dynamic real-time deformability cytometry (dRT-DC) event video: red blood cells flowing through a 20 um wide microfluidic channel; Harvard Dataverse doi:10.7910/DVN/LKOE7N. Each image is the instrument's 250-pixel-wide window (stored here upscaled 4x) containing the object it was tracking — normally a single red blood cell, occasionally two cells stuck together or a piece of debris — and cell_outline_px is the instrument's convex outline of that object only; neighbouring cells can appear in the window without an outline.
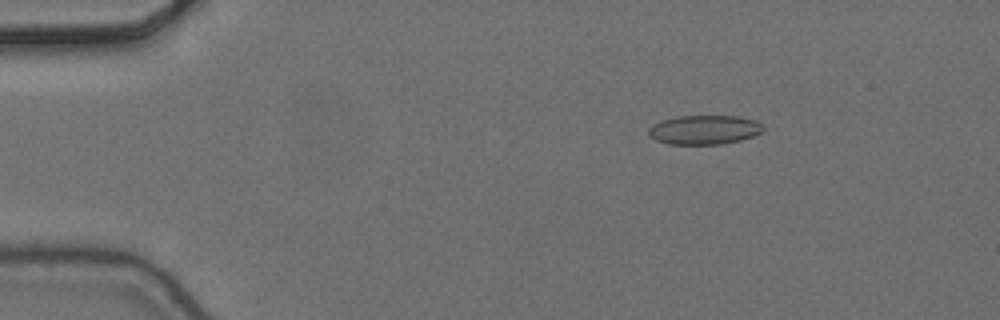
{"species": "common noctule bat (a hibernating species)", "species_latin": "Nyctalus noctula", "temperature_condition": "cold", "stored_images_in_passage": 8, "camera_frame_rate_fps": 3000, "um_per_image_px": 0.085, "animal": {"sex": "female", "body_mass_g": 24.6, "forearm_length_mm": 56.2}, "frame": {"image": 1, "passage_image": 3, "time_ms": 0.667, "image_size_px": [1000, 320], "cell_outline_px": [[764, 128], [760, 132], [752, 136], [740, 140], [720, 144], [668, 144], [656, 140], [648, 132], [648, 128], [652, 124], [660, 120], [676, 116], [736, 116], [756, 120], [764, 124]], "centroid_in_image_um": [59.85, 11.02], "position_along_channel_um": 25.1, "area_um2": 19.54}}
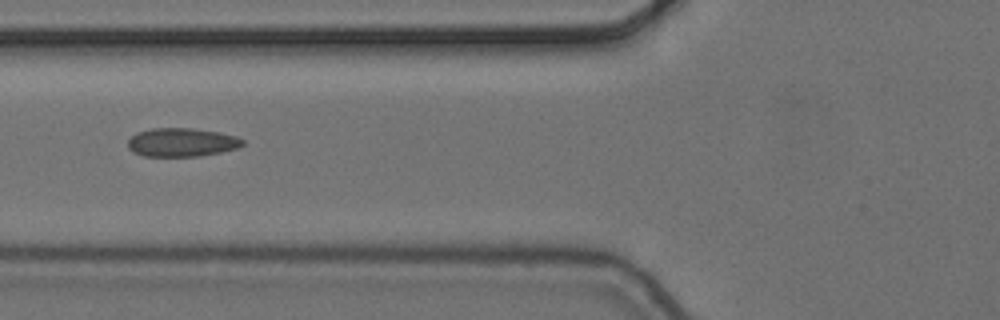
{"frame": {"image": 2, "passage_image": 6, "time_ms": 1.667, "image_size_px": [1000, 320], "cell_outline_px": [[244, 144], [240, 148], [200, 156], [144, 156], [132, 152], [128, 148], [128, 140], [136, 132], [152, 128], [192, 128], [220, 132], [236, 136], [244, 140]], "centroid_in_image_um": [15.46, 12.09], "position_along_channel_um": 110.3, "area_um2": 19.31}}
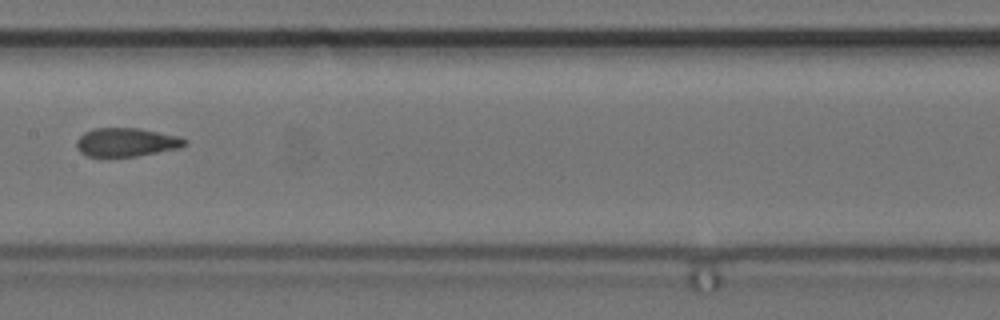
{"frame": {"image": 3, "passage_image": 8, "time_ms": 2.333, "image_size_px": [1000, 320], "cell_outline_px": [[188, 144], [180, 148], [136, 156], [88, 156], [80, 152], [76, 148], [76, 140], [84, 132], [92, 128], [140, 128], [180, 136], [188, 140]], "centroid_in_image_um": [10.76, 12.08], "position_along_channel_um": 196.6, "area_um2": 18.21}}